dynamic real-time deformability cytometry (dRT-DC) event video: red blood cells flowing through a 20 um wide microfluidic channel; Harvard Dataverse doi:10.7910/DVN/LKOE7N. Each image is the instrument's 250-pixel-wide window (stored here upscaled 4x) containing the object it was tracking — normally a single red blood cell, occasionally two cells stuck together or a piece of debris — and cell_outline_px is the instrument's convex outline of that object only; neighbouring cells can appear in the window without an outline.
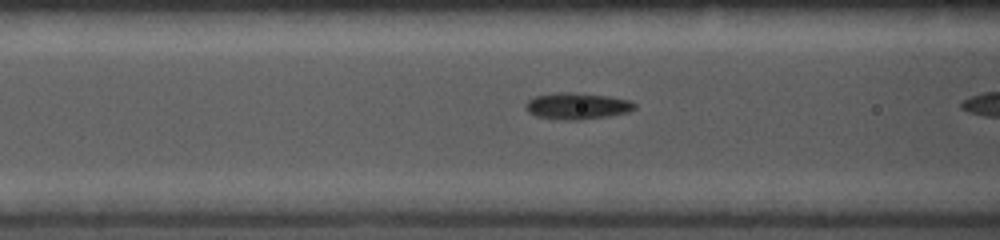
{"species": "common noctule bat (a hibernating species)", "species_latin": "Nyctalus noctula", "temperature_condition": "cold", "stored_images_in_passage": 6, "camera_frame_rate_fps": 5000, "um_per_image_px": 0.085, "animal": {"sex": "female", "body_mass_g": 19.0, "forearm_length_mm": 56.7}, "frame": {"image": 1, "passage_image": 5, "time_ms": 0.8, "image_size_px": [1000, 240], "cell_outline_px": [[636, 108], [628, 112], [608, 116], [580, 120], [564, 120], [536, 116], [528, 112], [524, 108], [524, 104], [528, 100], [536, 96], [556, 92], [576, 92], [608, 96], [628, 100], [636, 104]], "centroid_in_image_um": [49.03, 9.01], "position_along_channel_um": 117.6, "area_um2": 16.94}}